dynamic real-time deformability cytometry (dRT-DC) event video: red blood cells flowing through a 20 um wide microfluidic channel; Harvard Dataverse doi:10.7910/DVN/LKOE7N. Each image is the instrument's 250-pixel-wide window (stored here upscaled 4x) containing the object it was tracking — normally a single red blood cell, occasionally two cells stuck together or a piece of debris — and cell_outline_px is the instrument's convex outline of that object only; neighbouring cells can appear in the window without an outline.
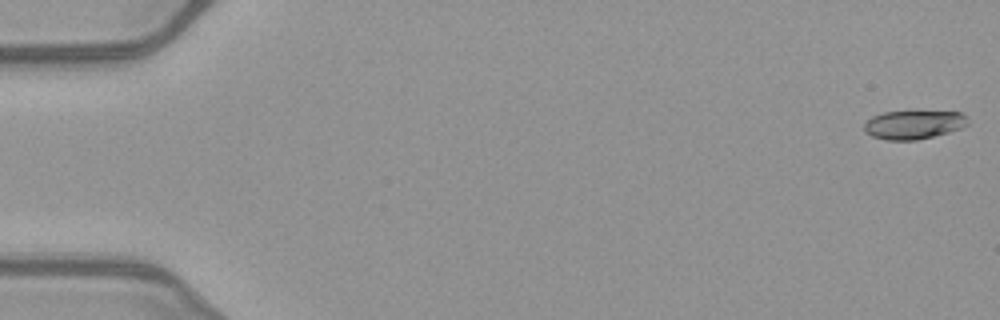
{"species": "common noctule bat (a hibernating species)", "species_latin": "Nyctalus noctula", "temperature_condition": "warm", "stored_images_in_passage": 51, "camera_frame_rate_fps": 3000, "um_per_image_px": 0.085, "animal": {"sex": "female", "body_mass_g": 21.9}, "frame": {"image": 1, "passage_image": 1, "time_ms": 0.0, "image_size_px": [1000, 320], "cell_outline_px": [[968, 124], [964, 128], [916, 140], [888, 140], [872, 136], [864, 132], [864, 124], [872, 116], [884, 112], [964, 112], [968, 116]], "centroid_in_image_um": [77.69, 10.6], "position_along_channel_um": 7.3, "area_um2": 17.28}}
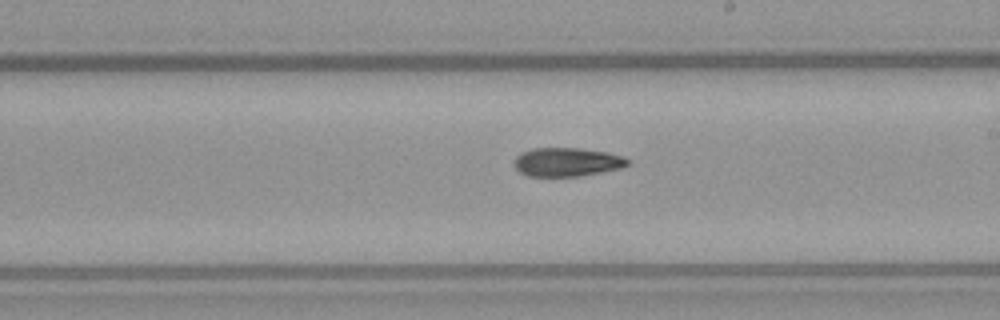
{"frame": {"image": 2, "passage_image": 30, "time_ms": 9.667, "image_size_px": [1000, 320], "cell_outline_px": [[628, 164], [620, 168], [580, 176], [528, 176], [520, 172], [512, 164], [512, 160], [520, 152], [532, 148], [576, 148], [608, 152], [620, 156], [628, 160]], "centroid_in_image_um": [48.1, 13.77], "position_along_channel_um": 240.9, "area_um2": 18.96}}
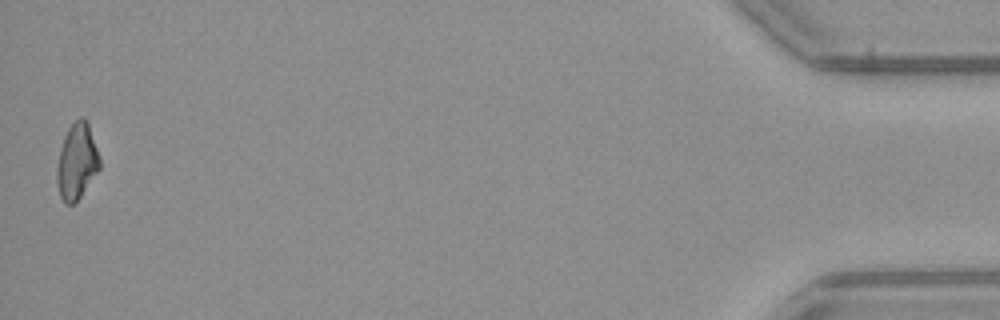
{"frame": {"image": 3, "passage_image": 51, "time_ms": 16.667, "image_size_px": [1000, 320], "cell_outline_px": [[100, 168], [80, 196], [72, 204], [64, 204], [60, 196], [56, 180], [56, 168], [60, 148], [64, 136], [68, 128], [80, 116], [84, 116], [88, 120], [100, 156]], "centroid_in_image_um": [6.53, 13.68], "position_along_channel_um": 428.7, "area_um2": 19.07}}